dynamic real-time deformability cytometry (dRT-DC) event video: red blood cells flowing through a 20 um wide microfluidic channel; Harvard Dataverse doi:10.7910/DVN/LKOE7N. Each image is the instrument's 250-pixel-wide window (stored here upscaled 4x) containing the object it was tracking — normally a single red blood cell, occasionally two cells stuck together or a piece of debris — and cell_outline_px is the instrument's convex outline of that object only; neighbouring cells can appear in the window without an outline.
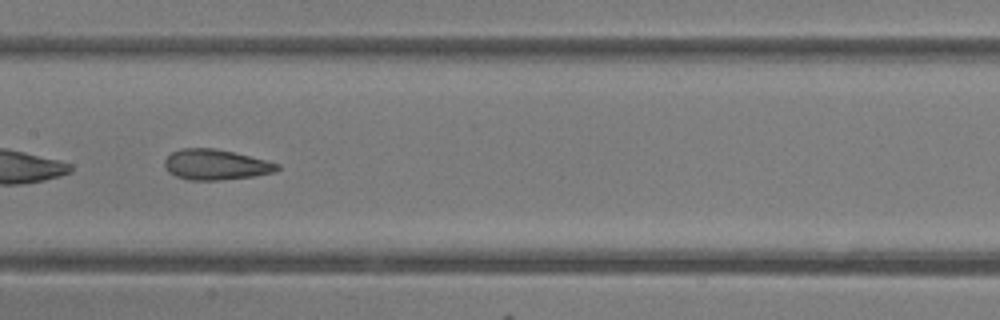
{"species": "common noctule bat (a hibernating species)", "species_latin": "Nyctalus noctula", "temperature_condition": "room temperature", "stored_images_in_passage": 36, "camera_frame_rate_fps": 3000, "um_per_image_px": 0.085, "animal": {"sex": "female"}, "frame": {"image": 1, "passage_image": 15, "time_ms": 4.667, "image_size_px": [1000, 320], "cell_outline_px": [[280, 168], [272, 172], [252, 176], [216, 180], [188, 180], [176, 176], [168, 172], [164, 168], [164, 160], [172, 152], [184, 148], [212, 148], [232, 152], [280, 164]], "centroid_in_image_um": [18.27, 14.0], "position_along_channel_um": 189.1, "area_um2": 19.65}}